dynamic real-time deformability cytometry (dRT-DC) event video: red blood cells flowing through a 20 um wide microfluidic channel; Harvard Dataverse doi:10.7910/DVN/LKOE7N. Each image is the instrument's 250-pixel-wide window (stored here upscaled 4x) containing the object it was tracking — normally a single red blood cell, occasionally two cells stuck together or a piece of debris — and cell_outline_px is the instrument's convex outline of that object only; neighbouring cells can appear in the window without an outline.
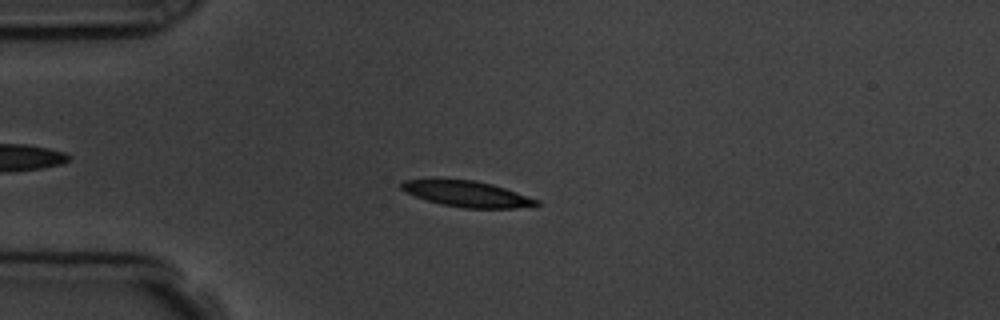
{"species": "common noctule bat (a hibernating species)", "species_latin": "Nyctalus noctula", "temperature_condition": "room temperature", "stored_images_in_passage": 6, "camera_frame_rate_fps": 3000, "um_per_image_px": 0.085, "animal": {"sex": "male", "body_mass_g": 19.5, "forearm_length_mm": 54.6}, "frame": {"image": 1, "passage_image": 4, "time_ms": 3.333, "image_size_px": [1000, 320], "cell_outline_px": [[540, 204], [536, 208], [464, 208], [440, 204], [416, 196], [400, 188], [400, 184], [404, 180], [432, 176], [476, 180], [492, 184], [540, 200]], "centroid_in_image_um": [39.68, 16.44], "position_along_channel_um": 45.3, "area_um2": 21.27}}